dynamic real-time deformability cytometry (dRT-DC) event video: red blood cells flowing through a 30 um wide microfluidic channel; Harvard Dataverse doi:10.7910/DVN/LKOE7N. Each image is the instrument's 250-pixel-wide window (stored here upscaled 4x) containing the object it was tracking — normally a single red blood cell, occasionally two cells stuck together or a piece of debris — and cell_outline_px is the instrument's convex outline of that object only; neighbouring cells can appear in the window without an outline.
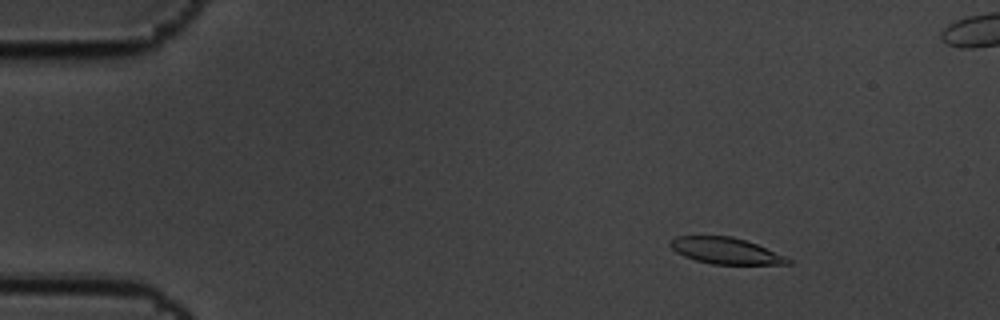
{"species": "common noctule bat (a hibernating species)", "species_latin": "Nyctalus noctula", "temperature_condition": "cold", "stored_images_in_passage": 6, "camera_frame_rate_fps": 3000, "um_per_image_px": 0.085, "animal": {"sex": "male", "body_mass_g": 19.5, "forearm_length_mm": 54.6}, "frame": {"image": 1, "passage_image": 3, "time_ms": 0.667, "image_size_px": [1000, 320], "cell_outline_px": [[792, 264], [712, 264], [696, 260], [684, 256], [676, 252], [668, 244], [668, 240], [676, 236], [732, 236], [756, 244], [784, 256], [792, 260]], "centroid_in_image_um": [61.63, 21.31], "position_along_channel_um": 23.4, "area_um2": 17.92}}